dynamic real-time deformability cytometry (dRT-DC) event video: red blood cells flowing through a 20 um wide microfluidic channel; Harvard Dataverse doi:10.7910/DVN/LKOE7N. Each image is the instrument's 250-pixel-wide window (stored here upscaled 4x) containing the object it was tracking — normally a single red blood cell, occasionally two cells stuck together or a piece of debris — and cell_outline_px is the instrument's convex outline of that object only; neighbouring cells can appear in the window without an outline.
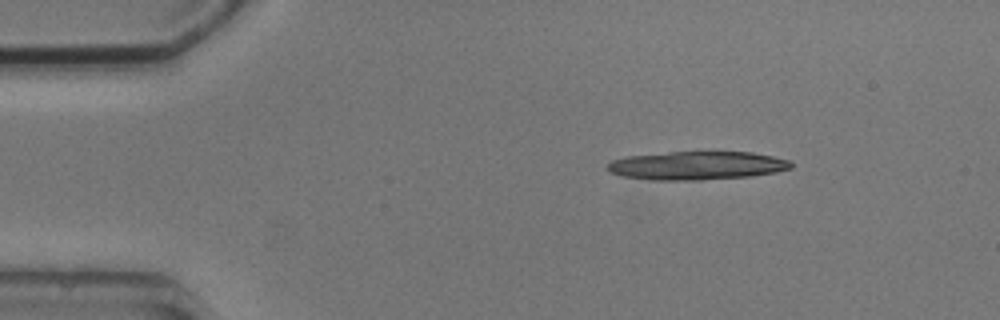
{"species": "common noctule bat (a hibernating species)", "species_latin": "Nyctalus noctula", "temperature_condition": "cold", "stored_images_in_passage": 3, "camera_frame_rate_fps": 3000, "um_per_image_px": 0.085, "animal": {"sex": "male", "body_mass_g": 20.5, "forearm_length_mm": 52.5}, "frame": {"image": 1, "passage_image": 1, "time_ms": 0.0, "image_size_px": [1000, 320], "cell_outline_px": [[792, 168], [776, 172], [752, 176], [700, 180], [652, 180], [620, 176], [608, 172], [608, 164], [612, 160], [628, 156], [668, 152], [752, 152], [772, 156], [788, 160], [792, 164]], "centroid_in_image_um": [59.22, 14.08], "position_along_channel_um": 25.8, "area_um2": 30.46}}